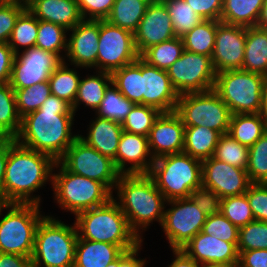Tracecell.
<instances>
[{
  "label": "cell",
  "mask_w": 267,
  "mask_h": 267,
  "mask_svg": "<svg viewBox=\"0 0 267 267\" xmlns=\"http://www.w3.org/2000/svg\"><path fill=\"white\" fill-rule=\"evenodd\" d=\"M13 90L15 92L17 112L21 118L30 112L38 110L51 95L48 81L36 83L28 88Z\"/></svg>",
  "instance_id": "ee69618b"
},
{
  "label": "cell",
  "mask_w": 267,
  "mask_h": 267,
  "mask_svg": "<svg viewBox=\"0 0 267 267\" xmlns=\"http://www.w3.org/2000/svg\"><path fill=\"white\" fill-rule=\"evenodd\" d=\"M123 252L118 245L78 237L73 267H107Z\"/></svg>",
  "instance_id": "484cf974"
},
{
  "label": "cell",
  "mask_w": 267,
  "mask_h": 267,
  "mask_svg": "<svg viewBox=\"0 0 267 267\" xmlns=\"http://www.w3.org/2000/svg\"><path fill=\"white\" fill-rule=\"evenodd\" d=\"M74 111L69 103L51 94L40 108L21 118L15 141L20 145L51 156L56 162L79 137L72 135Z\"/></svg>",
  "instance_id": "6da1fadb"
},
{
  "label": "cell",
  "mask_w": 267,
  "mask_h": 267,
  "mask_svg": "<svg viewBox=\"0 0 267 267\" xmlns=\"http://www.w3.org/2000/svg\"><path fill=\"white\" fill-rule=\"evenodd\" d=\"M39 20L26 8L17 18L12 30L8 46L15 54L19 53V45L29 49L36 45Z\"/></svg>",
  "instance_id": "74e56055"
},
{
  "label": "cell",
  "mask_w": 267,
  "mask_h": 267,
  "mask_svg": "<svg viewBox=\"0 0 267 267\" xmlns=\"http://www.w3.org/2000/svg\"><path fill=\"white\" fill-rule=\"evenodd\" d=\"M8 160V138H0V195H3V184Z\"/></svg>",
  "instance_id": "94428289"
},
{
  "label": "cell",
  "mask_w": 267,
  "mask_h": 267,
  "mask_svg": "<svg viewBox=\"0 0 267 267\" xmlns=\"http://www.w3.org/2000/svg\"><path fill=\"white\" fill-rule=\"evenodd\" d=\"M30 257L13 253H0V267H31Z\"/></svg>",
  "instance_id": "680465c9"
},
{
  "label": "cell",
  "mask_w": 267,
  "mask_h": 267,
  "mask_svg": "<svg viewBox=\"0 0 267 267\" xmlns=\"http://www.w3.org/2000/svg\"><path fill=\"white\" fill-rule=\"evenodd\" d=\"M241 267H267V249L238 251Z\"/></svg>",
  "instance_id": "9f6ffc18"
},
{
  "label": "cell",
  "mask_w": 267,
  "mask_h": 267,
  "mask_svg": "<svg viewBox=\"0 0 267 267\" xmlns=\"http://www.w3.org/2000/svg\"><path fill=\"white\" fill-rule=\"evenodd\" d=\"M247 27L217 21L212 63L216 73L242 69Z\"/></svg>",
  "instance_id": "e0dca14e"
},
{
  "label": "cell",
  "mask_w": 267,
  "mask_h": 267,
  "mask_svg": "<svg viewBox=\"0 0 267 267\" xmlns=\"http://www.w3.org/2000/svg\"><path fill=\"white\" fill-rule=\"evenodd\" d=\"M40 204L9 203L8 212L0 220V253L32 257L35 235L40 221Z\"/></svg>",
  "instance_id": "ba28073f"
},
{
  "label": "cell",
  "mask_w": 267,
  "mask_h": 267,
  "mask_svg": "<svg viewBox=\"0 0 267 267\" xmlns=\"http://www.w3.org/2000/svg\"><path fill=\"white\" fill-rule=\"evenodd\" d=\"M78 231L73 226L45 216L39 223L31 257L36 267H73Z\"/></svg>",
  "instance_id": "8992f818"
},
{
  "label": "cell",
  "mask_w": 267,
  "mask_h": 267,
  "mask_svg": "<svg viewBox=\"0 0 267 267\" xmlns=\"http://www.w3.org/2000/svg\"><path fill=\"white\" fill-rule=\"evenodd\" d=\"M25 9V6L16 3L0 4V43H8L15 22Z\"/></svg>",
  "instance_id": "f907efd6"
},
{
  "label": "cell",
  "mask_w": 267,
  "mask_h": 267,
  "mask_svg": "<svg viewBox=\"0 0 267 267\" xmlns=\"http://www.w3.org/2000/svg\"><path fill=\"white\" fill-rule=\"evenodd\" d=\"M254 219L267 222V184L251 183L245 193Z\"/></svg>",
  "instance_id": "681fc988"
},
{
  "label": "cell",
  "mask_w": 267,
  "mask_h": 267,
  "mask_svg": "<svg viewBox=\"0 0 267 267\" xmlns=\"http://www.w3.org/2000/svg\"><path fill=\"white\" fill-rule=\"evenodd\" d=\"M220 213L238 228L255 220L246 194L221 199Z\"/></svg>",
  "instance_id": "bcb514c9"
},
{
  "label": "cell",
  "mask_w": 267,
  "mask_h": 267,
  "mask_svg": "<svg viewBox=\"0 0 267 267\" xmlns=\"http://www.w3.org/2000/svg\"><path fill=\"white\" fill-rule=\"evenodd\" d=\"M67 40L68 59L76 67H96L100 20H82L74 28Z\"/></svg>",
  "instance_id": "7402d4cb"
},
{
  "label": "cell",
  "mask_w": 267,
  "mask_h": 267,
  "mask_svg": "<svg viewBox=\"0 0 267 267\" xmlns=\"http://www.w3.org/2000/svg\"><path fill=\"white\" fill-rule=\"evenodd\" d=\"M68 30L61 25L39 20L36 45L42 50L57 54L63 61L65 57L60 55L61 50L67 51Z\"/></svg>",
  "instance_id": "60d3db41"
},
{
  "label": "cell",
  "mask_w": 267,
  "mask_h": 267,
  "mask_svg": "<svg viewBox=\"0 0 267 267\" xmlns=\"http://www.w3.org/2000/svg\"><path fill=\"white\" fill-rule=\"evenodd\" d=\"M138 58L133 33L100 20L97 69L112 73Z\"/></svg>",
  "instance_id": "4fadbf2b"
},
{
  "label": "cell",
  "mask_w": 267,
  "mask_h": 267,
  "mask_svg": "<svg viewBox=\"0 0 267 267\" xmlns=\"http://www.w3.org/2000/svg\"><path fill=\"white\" fill-rule=\"evenodd\" d=\"M190 197L206 217L220 212L221 198L211 189L198 187L191 192Z\"/></svg>",
  "instance_id": "f5cc1de1"
},
{
  "label": "cell",
  "mask_w": 267,
  "mask_h": 267,
  "mask_svg": "<svg viewBox=\"0 0 267 267\" xmlns=\"http://www.w3.org/2000/svg\"><path fill=\"white\" fill-rule=\"evenodd\" d=\"M224 267H241V265L239 263H236V264L224 266Z\"/></svg>",
  "instance_id": "003e7915"
},
{
  "label": "cell",
  "mask_w": 267,
  "mask_h": 267,
  "mask_svg": "<svg viewBox=\"0 0 267 267\" xmlns=\"http://www.w3.org/2000/svg\"><path fill=\"white\" fill-rule=\"evenodd\" d=\"M166 6L176 37H183L200 24L202 19L185 0H161Z\"/></svg>",
  "instance_id": "ab89813d"
},
{
  "label": "cell",
  "mask_w": 267,
  "mask_h": 267,
  "mask_svg": "<svg viewBox=\"0 0 267 267\" xmlns=\"http://www.w3.org/2000/svg\"><path fill=\"white\" fill-rule=\"evenodd\" d=\"M14 58L15 53L8 43H0V84L9 83Z\"/></svg>",
  "instance_id": "11a10c76"
},
{
  "label": "cell",
  "mask_w": 267,
  "mask_h": 267,
  "mask_svg": "<svg viewBox=\"0 0 267 267\" xmlns=\"http://www.w3.org/2000/svg\"><path fill=\"white\" fill-rule=\"evenodd\" d=\"M266 77L241 69L217 73L213 90L227 104L231 114L260 113Z\"/></svg>",
  "instance_id": "9c48e42d"
},
{
  "label": "cell",
  "mask_w": 267,
  "mask_h": 267,
  "mask_svg": "<svg viewBox=\"0 0 267 267\" xmlns=\"http://www.w3.org/2000/svg\"><path fill=\"white\" fill-rule=\"evenodd\" d=\"M60 164V165H59ZM60 172L54 173L52 185L55 200L75 215L81 211L106 204L113 195L103 183L69 172L59 161L55 163Z\"/></svg>",
  "instance_id": "52a82bcc"
},
{
  "label": "cell",
  "mask_w": 267,
  "mask_h": 267,
  "mask_svg": "<svg viewBox=\"0 0 267 267\" xmlns=\"http://www.w3.org/2000/svg\"><path fill=\"white\" fill-rule=\"evenodd\" d=\"M213 157L234 167L246 170L249 149L226 133L219 137Z\"/></svg>",
  "instance_id": "b9f144b4"
},
{
  "label": "cell",
  "mask_w": 267,
  "mask_h": 267,
  "mask_svg": "<svg viewBox=\"0 0 267 267\" xmlns=\"http://www.w3.org/2000/svg\"><path fill=\"white\" fill-rule=\"evenodd\" d=\"M141 243L134 249L124 251L115 261L111 262L107 267H144L145 259H137L138 251Z\"/></svg>",
  "instance_id": "6f0895ef"
},
{
  "label": "cell",
  "mask_w": 267,
  "mask_h": 267,
  "mask_svg": "<svg viewBox=\"0 0 267 267\" xmlns=\"http://www.w3.org/2000/svg\"><path fill=\"white\" fill-rule=\"evenodd\" d=\"M111 86L106 89L96 113L98 117L122 124L135 103L123 96L113 84Z\"/></svg>",
  "instance_id": "f35d334b"
},
{
  "label": "cell",
  "mask_w": 267,
  "mask_h": 267,
  "mask_svg": "<svg viewBox=\"0 0 267 267\" xmlns=\"http://www.w3.org/2000/svg\"><path fill=\"white\" fill-rule=\"evenodd\" d=\"M98 73L96 74L98 76H88L80 80L76 99L71 106L74 113L80 102L94 110H97L101 105L106 89L112 84V78L111 73L102 71H98Z\"/></svg>",
  "instance_id": "d6a6232c"
},
{
  "label": "cell",
  "mask_w": 267,
  "mask_h": 267,
  "mask_svg": "<svg viewBox=\"0 0 267 267\" xmlns=\"http://www.w3.org/2000/svg\"><path fill=\"white\" fill-rule=\"evenodd\" d=\"M241 70L258 73L267 78V28L247 27Z\"/></svg>",
  "instance_id": "4316f807"
},
{
  "label": "cell",
  "mask_w": 267,
  "mask_h": 267,
  "mask_svg": "<svg viewBox=\"0 0 267 267\" xmlns=\"http://www.w3.org/2000/svg\"><path fill=\"white\" fill-rule=\"evenodd\" d=\"M260 114L267 127V78L265 79L263 83V88H262V106H261Z\"/></svg>",
  "instance_id": "6125c7cd"
},
{
  "label": "cell",
  "mask_w": 267,
  "mask_h": 267,
  "mask_svg": "<svg viewBox=\"0 0 267 267\" xmlns=\"http://www.w3.org/2000/svg\"><path fill=\"white\" fill-rule=\"evenodd\" d=\"M250 184L245 169L234 167L213 156L202 161V186L211 189L221 199L245 194Z\"/></svg>",
  "instance_id": "2e32d148"
},
{
  "label": "cell",
  "mask_w": 267,
  "mask_h": 267,
  "mask_svg": "<svg viewBox=\"0 0 267 267\" xmlns=\"http://www.w3.org/2000/svg\"><path fill=\"white\" fill-rule=\"evenodd\" d=\"M221 134L205 126H185L183 152L204 161L214 155Z\"/></svg>",
  "instance_id": "83f0119b"
},
{
  "label": "cell",
  "mask_w": 267,
  "mask_h": 267,
  "mask_svg": "<svg viewBox=\"0 0 267 267\" xmlns=\"http://www.w3.org/2000/svg\"><path fill=\"white\" fill-rule=\"evenodd\" d=\"M75 216L81 239L118 245L123 251L134 249L143 241L130 229L114 197L104 205L81 211Z\"/></svg>",
  "instance_id": "277c9868"
},
{
  "label": "cell",
  "mask_w": 267,
  "mask_h": 267,
  "mask_svg": "<svg viewBox=\"0 0 267 267\" xmlns=\"http://www.w3.org/2000/svg\"><path fill=\"white\" fill-rule=\"evenodd\" d=\"M115 189L118 205L138 238L141 239L139 228L145 230L153 220L162 225L167 201L149 174L120 175Z\"/></svg>",
  "instance_id": "3957f363"
},
{
  "label": "cell",
  "mask_w": 267,
  "mask_h": 267,
  "mask_svg": "<svg viewBox=\"0 0 267 267\" xmlns=\"http://www.w3.org/2000/svg\"><path fill=\"white\" fill-rule=\"evenodd\" d=\"M267 127L260 113L231 114L228 134L246 147H251Z\"/></svg>",
  "instance_id": "f546056e"
},
{
  "label": "cell",
  "mask_w": 267,
  "mask_h": 267,
  "mask_svg": "<svg viewBox=\"0 0 267 267\" xmlns=\"http://www.w3.org/2000/svg\"><path fill=\"white\" fill-rule=\"evenodd\" d=\"M56 161L49 155L20 145L8 138V160L6 164L3 196L9 203H40V197L31 193L45 182L52 180Z\"/></svg>",
  "instance_id": "7a4b0ae2"
},
{
  "label": "cell",
  "mask_w": 267,
  "mask_h": 267,
  "mask_svg": "<svg viewBox=\"0 0 267 267\" xmlns=\"http://www.w3.org/2000/svg\"><path fill=\"white\" fill-rule=\"evenodd\" d=\"M114 2L115 0H77L83 20H106Z\"/></svg>",
  "instance_id": "816d5d0a"
},
{
  "label": "cell",
  "mask_w": 267,
  "mask_h": 267,
  "mask_svg": "<svg viewBox=\"0 0 267 267\" xmlns=\"http://www.w3.org/2000/svg\"><path fill=\"white\" fill-rule=\"evenodd\" d=\"M63 62L55 53L37 46L15 54L9 84L13 89H24L48 81L51 73Z\"/></svg>",
  "instance_id": "9a60e30c"
},
{
  "label": "cell",
  "mask_w": 267,
  "mask_h": 267,
  "mask_svg": "<svg viewBox=\"0 0 267 267\" xmlns=\"http://www.w3.org/2000/svg\"><path fill=\"white\" fill-rule=\"evenodd\" d=\"M90 124L88 136L79 135L80 139L102 155L110 157L116 167V153L123 132L121 123L97 116Z\"/></svg>",
  "instance_id": "d4e9b609"
},
{
  "label": "cell",
  "mask_w": 267,
  "mask_h": 267,
  "mask_svg": "<svg viewBox=\"0 0 267 267\" xmlns=\"http://www.w3.org/2000/svg\"><path fill=\"white\" fill-rule=\"evenodd\" d=\"M59 162L71 173L103 183L111 192L121 175L114 161L78 137Z\"/></svg>",
  "instance_id": "8fae6325"
},
{
  "label": "cell",
  "mask_w": 267,
  "mask_h": 267,
  "mask_svg": "<svg viewBox=\"0 0 267 267\" xmlns=\"http://www.w3.org/2000/svg\"><path fill=\"white\" fill-rule=\"evenodd\" d=\"M267 249V222L254 220L239 228L238 251Z\"/></svg>",
  "instance_id": "7dc6e473"
},
{
  "label": "cell",
  "mask_w": 267,
  "mask_h": 267,
  "mask_svg": "<svg viewBox=\"0 0 267 267\" xmlns=\"http://www.w3.org/2000/svg\"><path fill=\"white\" fill-rule=\"evenodd\" d=\"M264 0H223L220 21L244 27L258 26Z\"/></svg>",
  "instance_id": "f1b7e54d"
},
{
  "label": "cell",
  "mask_w": 267,
  "mask_h": 267,
  "mask_svg": "<svg viewBox=\"0 0 267 267\" xmlns=\"http://www.w3.org/2000/svg\"><path fill=\"white\" fill-rule=\"evenodd\" d=\"M134 35L139 56L148 48L176 37L169 12L161 0H152Z\"/></svg>",
  "instance_id": "ac0fdd59"
},
{
  "label": "cell",
  "mask_w": 267,
  "mask_h": 267,
  "mask_svg": "<svg viewBox=\"0 0 267 267\" xmlns=\"http://www.w3.org/2000/svg\"><path fill=\"white\" fill-rule=\"evenodd\" d=\"M31 0H2L5 3H16L27 7Z\"/></svg>",
  "instance_id": "e7e4bbea"
},
{
  "label": "cell",
  "mask_w": 267,
  "mask_h": 267,
  "mask_svg": "<svg viewBox=\"0 0 267 267\" xmlns=\"http://www.w3.org/2000/svg\"><path fill=\"white\" fill-rule=\"evenodd\" d=\"M21 117L16 108L15 92L9 83L0 84V138L18 135Z\"/></svg>",
  "instance_id": "836d02e7"
},
{
  "label": "cell",
  "mask_w": 267,
  "mask_h": 267,
  "mask_svg": "<svg viewBox=\"0 0 267 267\" xmlns=\"http://www.w3.org/2000/svg\"><path fill=\"white\" fill-rule=\"evenodd\" d=\"M63 61L48 79L51 94L65 100L71 106L77 96L80 78L74 69H70ZM69 68V69H68Z\"/></svg>",
  "instance_id": "8d00e7d4"
},
{
  "label": "cell",
  "mask_w": 267,
  "mask_h": 267,
  "mask_svg": "<svg viewBox=\"0 0 267 267\" xmlns=\"http://www.w3.org/2000/svg\"><path fill=\"white\" fill-rule=\"evenodd\" d=\"M181 250L201 266L224 267L239 263V253L233 243L201 231Z\"/></svg>",
  "instance_id": "d6986e66"
},
{
  "label": "cell",
  "mask_w": 267,
  "mask_h": 267,
  "mask_svg": "<svg viewBox=\"0 0 267 267\" xmlns=\"http://www.w3.org/2000/svg\"><path fill=\"white\" fill-rule=\"evenodd\" d=\"M173 253L176 257L169 267H202L181 249H173Z\"/></svg>",
  "instance_id": "91938a15"
},
{
  "label": "cell",
  "mask_w": 267,
  "mask_h": 267,
  "mask_svg": "<svg viewBox=\"0 0 267 267\" xmlns=\"http://www.w3.org/2000/svg\"><path fill=\"white\" fill-rule=\"evenodd\" d=\"M249 149L247 175L251 183H267V131Z\"/></svg>",
  "instance_id": "f6af8a7d"
},
{
  "label": "cell",
  "mask_w": 267,
  "mask_h": 267,
  "mask_svg": "<svg viewBox=\"0 0 267 267\" xmlns=\"http://www.w3.org/2000/svg\"><path fill=\"white\" fill-rule=\"evenodd\" d=\"M183 51L182 37H174L146 49L139 57L149 65L167 71L181 57Z\"/></svg>",
  "instance_id": "d590c367"
},
{
  "label": "cell",
  "mask_w": 267,
  "mask_h": 267,
  "mask_svg": "<svg viewBox=\"0 0 267 267\" xmlns=\"http://www.w3.org/2000/svg\"><path fill=\"white\" fill-rule=\"evenodd\" d=\"M175 112L185 126H205L221 135L229 131L231 112L213 89L179 95Z\"/></svg>",
  "instance_id": "30bf717a"
},
{
  "label": "cell",
  "mask_w": 267,
  "mask_h": 267,
  "mask_svg": "<svg viewBox=\"0 0 267 267\" xmlns=\"http://www.w3.org/2000/svg\"><path fill=\"white\" fill-rule=\"evenodd\" d=\"M26 8L38 20L61 25L68 31L83 20L77 0H31Z\"/></svg>",
  "instance_id": "cb8c5ba5"
},
{
  "label": "cell",
  "mask_w": 267,
  "mask_h": 267,
  "mask_svg": "<svg viewBox=\"0 0 267 267\" xmlns=\"http://www.w3.org/2000/svg\"><path fill=\"white\" fill-rule=\"evenodd\" d=\"M112 84L135 104H143L142 59L123 66L111 73Z\"/></svg>",
  "instance_id": "4dcf8cb0"
},
{
  "label": "cell",
  "mask_w": 267,
  "mask_h": 267,
  "mask_svg": "<svg viewBox=\"0 0 267 267\" xmlns=\"http://www.w3.org/2000/svg\"><path fill=\"white\" fill-rule=\"evenodd\" d=\"M216 32V20H203L182 37L184 50L212 57Z\"/></svg>",
  "instance_id": "e575fe53"
},
{
  "label": "cell",
  "mask_w": 267,
  "mask_h": 267,
  "mask_svg": "<svg viewBox=\"0 0 267 267\" xmlns=\"http://www.w3.org/2000/svg\"><path fill=\"white\" fill-rule=\"evenodd\" d=\"M161 113L154 107L135 104L121 124L123 131L148 137L150 129Z\"/></svg>",
  "instance_id": "7bdbcfd3"
},
{
  "label": "cell",
  "mask_w": 267,
  "mask_h": 267,
  "mask_svg": "<svg viewBox=\"0 0 267 267\" xmlns=\"http://www.w3.org/2000/svg\"><path fill=\"white\" fill-rule=\"evenodd\" d=\"M185 2L202 19L220 21L223 0H185Z\"/></svg>",
  "instance_id": "db71d44e"
},
{
  "label": "cell",
  "mask_w": 267,
  "mask_h": 267,
  "mask_svg": "<svg viewBox=\"0 0 267 267\" xmlns=\"http://www.w3.org/2000/svg\"><path fill=\"white\" fill-rule=\"evenodd\" d=\"M201 232L213 235L217 239L233 243L237 247L239 228L220 212L206 218Z\"/></svg>",
  "instance_id": "c3c4849f"
},
{
  "label": "cell",
  "mask_w": 267,
  "mask_h": 267,
  "mask_svg": "<svg viewBox=\"0 0 267 267\" xmlns=\"http://www.w3.org/2000/svg\"><path fill=\"white\" fill-rule=\"evenodd\" d=\"M152 0H115L106 20L134 33Z\"/></svg>",
  "instance_id": "1f68e13d"
},
{
  "label": "cell",
  "mask_w": 267,
  "mask_h": 267,
  "mask_svg": "<svg viewBox=\"0 0 267 267\" xmlns=\"http://www.w3.org/2000/svg\"><path fill=\"white\" fill-rule=\"evenodd\" d=\"M149 175L166 200L188 198L202 186V161L185 152L154 160Z\"/></svg>",
  "instance_id": "5b68a950"
},
{
  "label": "cell",
  "mask_w": 267,
  "mask_h": 267,
  "mask_svg": "<svg viewBox=\"0 0 267 267\" xmlns=\"http://www.w3.org/2000/svg\"><path fill=\"white\" fill-rule=\"evenodd\" d=\"M167 73L179 95L212 90L217 75L211 57L186 50Z\"/></svg>",
  "instance_id": "7c38bea8"
},
{
  "label": "cell",
  "mask_w": 267,
  "mask_h": 267,
  "mask_svg": "<svg viewBox=\"0 0 267 267\" xmlns=\"http://www.w3.org/2000/svg\"><path fill=\"white\" fill-rule=\"evenodd\" d=\"M167 202L172 207L165 210L161 226L172 250L181 249L202 230L207 217L191 197Z\"/></svg>",
  "instance_id": "5bb4252c"
},
{
  "label": "cell",
  "mask_w": 267,
  "mask_h": 267,
  "mask_svg": "<svg viewBox=\"0 0 267 267\" xmlns=\"http://www.w3.org/2000/svg\"><path fill=\"white\" fill-rule=\"evenodd\" d=\"M148 156L149 159H147ZM126 162L130 163L131 166L125 168ZM153 162L148 137L123 131L116 153V169L118 172L121 175L149 174Z\"/></svg>",
  "instance_id": "603a6c76"
},
{
  "label": "cell",
  "mask_w": 267,
  "mask_h": 267,
  "mask_svg": "<svg viewBox=\"0 0 267 267\" xmlns=\"http://www.w3.org/2000/svg\"><path fill=\"white\" fill-rule=\"evenodd\" d=\"M142 77L143 104L162 113L174 112L179 94L173 88L167 71L142 60Z\"/></svg>",
  "instance_id": "44dd1931"
},
{
  "label": "cell",
  "mask_w": 267,
  "mask_h": 267,
  "mask_svg": "<svg viewBox=\"0 0 267 267\" xmlns=\"http://www.w3.org/2000/svg\"><path fill=\"white\" fill-rule=\"evenodd\" d=\"M9 202L5 199L3 195H0V215L2 214V210L7 208Z\"/></svg>",
  "instance_id": "03108f58"
},
{
  "label": "cell",
  "mask_w": 267,
  "mask_h": 267,
  "mask_svg": "<svg viewBox=\"0 0 267 267\" xmlns=\"http://www.w3.org/2000/svg\"><path fill=\"white\" fill-rule=\"evenodd\" d=\"M258 26L262 28H267V0H264L261 14L258 20Z\"/></svg>",
  "instance_id": "be15d7a7"
},
{
  "label": "cell",
  "mask_w": 267,
  "mask_h": 267,
  "mask_svg": "<svg viewBox=\"0 0 267 267\" xmlns=\"http://www.w3.org/2000/svg\"><path fill=\"white\" fill-rule=\"evenodd\" d=\"M184 130L185 125L175 111L161 113L148 135L152 158L155 160L166 155L183 152Z\"/></svg>",
  "instance_id": "ffe728a7"
}]
</instances>
